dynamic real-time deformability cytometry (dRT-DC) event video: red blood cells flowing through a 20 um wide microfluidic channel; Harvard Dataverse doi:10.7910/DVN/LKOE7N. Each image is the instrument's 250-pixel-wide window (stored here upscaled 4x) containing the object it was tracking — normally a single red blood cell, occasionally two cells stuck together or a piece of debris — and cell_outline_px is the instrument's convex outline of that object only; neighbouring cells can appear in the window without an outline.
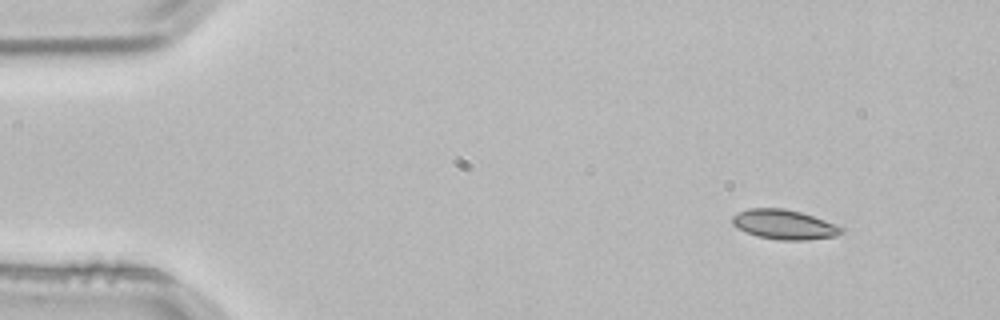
{"species": "common noctule bat (a hibernating species)", "species_latin": "Nyctalus noctula", "temperature_condition": "room temperature", "stored_images_in_passage": 4, "camera_frame_rate_fps": 3000, "um_per_image_px": 0.085, "animal": {"sex": "male", "body_mass_g": 21.5, "forearm_length_mm": 52.0}, "frame": {"image": 1, "passage_image": 1, "time_ms": 0.0, "image_size_px": [1000, 320], "cell_outline_px": [[844, 232], [836, 236], [808, 240], [780, 240], [756, 236], [732, 224], [732, 216], [748, 208], [784, 208], [800, 212], [836, 224], [844, 228]], "centroid_in_image_um": [66.69, 19.09], "position_along_channel_um": 18.3, "area_um2": 18.73}}
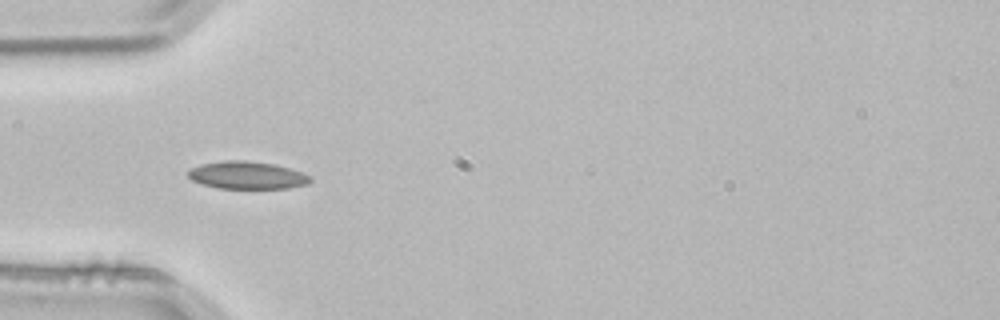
{"frame": {"image": 2, "passage_image": 3, "time_ms": 0.667, "image_size_px": [1000, 320], "cell_outline_px": [[312, 180], [308, 184], [288, 188], [220, 188], [204, 184], [192, 180], [184, 172], [188, 168], [200, 164], [224, 160], [244, 160], [276, 164], [300, 172], [308, 176]], "centroid_in_image_um": [20.94, 14.88], "position_along_channel_um": 64.1, "area_um2": 19.65}}